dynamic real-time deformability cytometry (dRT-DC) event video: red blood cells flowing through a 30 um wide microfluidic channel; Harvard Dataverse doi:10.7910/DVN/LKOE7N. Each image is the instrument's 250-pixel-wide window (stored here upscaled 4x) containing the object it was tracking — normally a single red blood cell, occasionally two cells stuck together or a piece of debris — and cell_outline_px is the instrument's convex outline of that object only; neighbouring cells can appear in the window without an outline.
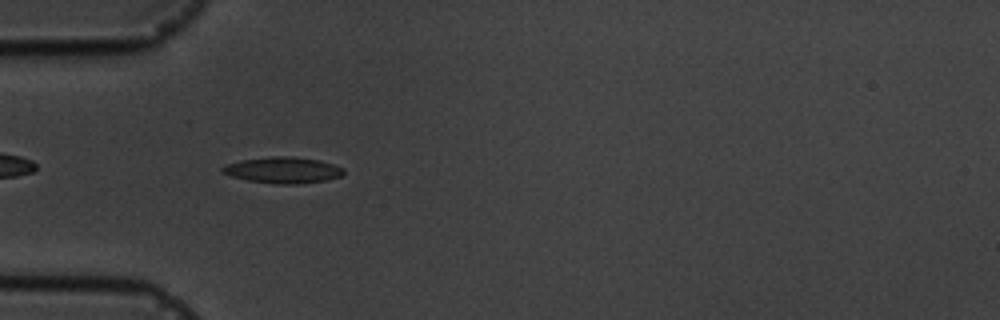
{"species": "common noctule bat (a hibernating species)", "species_latin": "Nyctalus noctula", "temperature_condition": "cold", "stored_images_in_passage": 2, "camera_frame_rate_fps": 3000, "um_per_image_px": 0.085, "animal": {"sex": "male", "body_mass_g": 19.5, "forearm_length_mm": 54.6}, "frame": {"image": 1, "passage_image": 1, "time_ms": 0.0, "image_size_px": [1000, 320], "cell_outline_px": [[344, 172], [340, 176], [324, 180], [296, 184], [276, 184], [248, 180], [232, 176], [220, 172], [220, 168], [228, 164], [240, 160], [268, 156], [292, 156], [320, 160], [344, 168]], "centroid_in_image_um": [24.02, 14.44], "position_along_channel_um": 61.0, "area_um2": 18.44}}
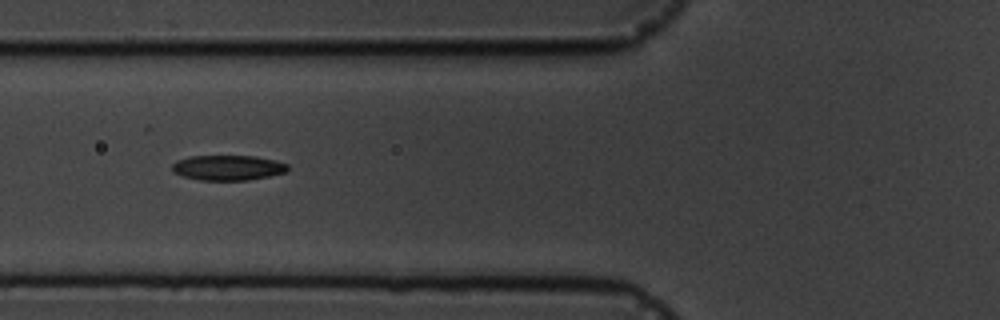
{"frame": {"image": 2, "passage_image": 2, "time_ms": 1.333, "image_size_px": [1000, 320], "cell_outline_px": [[288, 172], [248, 180], [200, 180], [184, 176], [172, 172], [172, 164], [176, 160], [188, 156], [256, 156], [288, 164]], "centroid_in_image_um": [19.35, 14.25], "position_along_channel_um": 106.5, "area_um2": 16.94}}